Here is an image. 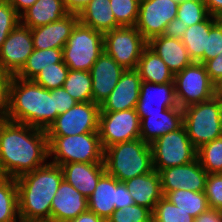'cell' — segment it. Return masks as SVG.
<instances>
[{
    "mask_svg": "<svg viewBox=\"0 0 222 222\" xmlns=\"http://www.w3.org/2000/svg\"><path fill=\"white\" fill-rule=\"evenodd\" d=\"M46 130L9 120L0 121V171L18 178L48 160Z\"/></svg>",
    "mask_w": 222,
    "mask_h": 222,
    "instance_id": "obj_1",
    "label": "cell"
},
{
    "mask_svg": "<svg viewBox=\"0 0 222 222\" xmlns=\"http://www.w3.org/2000/svg\"><path fill=\"white\" fill-rule=\"evenodd\" d=\"M63 179L61 166L50 162L16 178L20 220H51V203Z\"/></svg>",
    "mask_w": 222,
    "mask_h": 222,
    "instance_id": "obj_2",
    "label": "cell"
},
{
    "mask_svg": "<svg viewBox=\"0 0 222 222\" xmlns=\"http://www.w3.org/2000/svg\"><path fill=\"white\" fill-rule=\"evenodd\" d=\"M7 120L47 130L54 122V89L13 76Z\"/></svg>",
    "mask_w": 222,
    "mask_h": 222,
    "instance_id": "obj_3",
    "label": "cell"
},
{
    "mask_svg": "<svg viewBox=\"0 0 222 222\" xmlns=\"http://www.w3.org/2000/svg\"><path fill=\"white\" fill-rule=\"evenodd\" d=\"M104 165L119 182L150 173L154 170L151 146L140 138L114 144L104 150Z\"/></svg>",
    "mask_w": 222,
    "mask_h": 222,
    "instance_id": "obj_4",
    "label": "cell"
},
{
    "mask_svg": "<svg viewBox=\"0 0 222 222\" xmlns=\"http://www.w3.org/2000/svg\"><path fill=\"white\" fill-rule=\"evenodd\" d=\"M50 163H104V149L98 133L47 136Z\"/></svg>",
    "mask_w": 222,
    "mask_h": 222,
    "instance_id": "obj_5",
    "label": "cell"
},
{
    "mask_svg": "<svg viewBox=\"0 0 222 222\" xmlns=\"http://www.w3.org/2000/svg\"><path fill=\"white\" fill-rule=\"evenodd\" d=\"M183 126L196 149L222 136V99L213 98L183 108Z\"/></svg>",
    "mask_w": 222,
    "mask_h": 222,
    "instance_id": "obj_6",
    "label": "cell"
},
{
    "mask_svg": "<svg viewBox=\"0 0 222 222\" xmlns=\"http://www.w3.org/2000/svg\"><path fill=\"white\" fill-rule=\"evenodd\" d=\"M62 50L69 69L90 71L104 51V34L78 21Z\"/></svg>",
    "mask_w": 222,
    "mask_h": 222,
    "instance_id": "obj_7",
    "label": "cell"
},
{
    "mask_svg": "<svg viewBox=\"0 0 222 222\" xmlns=\"http://www.w3.org/2000/svg\"><path fill=\"white\" fill-rule=\"evenodd\" d=\"M150 146L153 168L158 172L168 167L188 164L197 158V149L190 141L184 126L162 135Z\"/></svg>",
    "mask_w": 222,
    "mask_h": 222,
    "instance_id": "obj_8",
    "label": "cell"
},
{
    "mask_svg": "<svg viewBox=\"0 0 222 222\" xmlns=\"http://www.w3.org/2000/svg\"><path fill=\"white\" fill-rule=\"evenodd\" d=\"M148 41L135 26H121L104 33V51L126 69H136Z\"/></svg>",
    "mask_w": 222,
    "mask_h": 222,
    "instance_id": "obj_9",
    "label": "cell"
},
{
    "mask_svg": "<svg viewBox=\"0 0 222 222\" xmlns=\"http://www.w3.org/2000/svg\"><path fill=\"white\" fill-rule=\"evenodd\" d=\"M176 99L182 109L207 101L215 96V84L210 80L204 64L193 62L174 74Z\"/></svg>",
    "mask_w": 222,
    "mask_h": 222,
    "instance_id": "obj_10",
    "label": "cell"
},
{
    "mask_svg": "<svg viewBox=\"0 0 222 222\" xmlns=\"http://www.w3.org/2000/svg\"><path fill=\"white\" fill-rule=\"evenodd\" d=\"M134 205L130 191L124 182L105 172L88 198V210L107 221L115 210Z\"/></svg>",
    "mask_w": 222,
    "mask_h": 222,
    "instance_id": "obj_11",
    "label": "cell"
},
{
    "mask_svg": "<svg viewBox=\"0 0 222 222\" xmlns=\"http://www.w3.org/2000/svg\"><path fill=\"white\" fill-rule=\"evenodd\" d=\"M98 134L105 150L117 143L140 138V118L136 109L100 112Z\"/></svg>",
    "mask_w": 222,
    "mask_h": 222,
    "instance_id": "obj_12",
    "label": "cell"
},
{
    "mask_svg": "<svg viewBox=\"0 0 222 222\" xmlns=\"http://www.w3.org/2000/svg\"><path fill=\"white\" fill-rule=\"evenodd\" d=\"M100 105L92 102H78L67 112L57 116L46 130L47 136H69L98 133Z\"/></svg>",
    "mask_w": 222,
    "mask_h": 222,
    "instance_id": "obj_13",
    "label": "cell"
},
{
    "mask_svg": "<svg viewBox=\"0 0 222 222\" xmlns=\"http://www.w3.org/2000/svg\"><path fill=\"white\" fill-rule=\"evenodd\" d=\"M178 3L175 0H140L135 27L147 41L163 35L168 23L177 17Z\"/></svg>",
    "mask_w": 222,
    "mask_h": 222,
    "instance_id": "obj_14",
    "label": "cell"
},
{
    "mask_svg": "<svg viewBox=\"0 0 222 222\" xmlns=\"http://www.w3.org/2000/svg\"><path fill=\"white\" fill-rule=\"evenodd\" d=\"M33 51L31 29L19 23L0 48V68L16 76Z\"/></svg>",
    "mask_w": 222,
    "mask_h": 222,
    "instance_id": "obj_15",
    "label": "cell"
},
{
    "mask_svg": "<svg viewBox=\"0 0 222 222\" xmlns=\"http://www.w3.org/2000/svg\"><path fill=\"white\" fill-rule=\"evenodd\" d=\"M161 190L163 196L178 189L203 192L208 173L201 166L198 158L181 165L162 169L160 172Z\"/></svg>",
    "mask_w": 222,
    "mask_h": 222,
    "instance_id": "obj_16",
    "label": "cell"
},
{
    "mask_svg": "<svg viewBox=\"0 0 222 222\" xmlns=\"http://www.w3.org/2000/svg\"><path fill=\"white\" fill-rule=\"evenodd\" d=\"M168 108H181L176 99L174 82L159 84L142 81L136 106L140 120L148 114H161Z\"/></svg>",
    "mask_w": 222,
    "mask_h": 222,
    "instance_id": "obj_17",
    "label": "cell"
},
{
    "mask_svg": "<svg viewBox=\"0 0 222 222\" xmlns=\"http://www.w3.org/2000/svg\"><path fill=\"white\" fill-rule=\"evenodd\" d=\"M141 82V77L136 69H126L111 94L100 105V112L136 109Z\"/></svg>",
    "mask_w": 222,
    "mask_h": 222,
    "instance_id": "obj_18",
    "label": "cell"
},
{
    "mask_svg": "<svg viewBox=\"0 0 222 222\" xmlns=\"http://www.w3.org/2000/svg\"><path fill=\"white\" fill-rule=\"evenodd\" d=\"M125 69L105 51L90 69L93 102L101 105L117 85Z\"/></svg>",
    "mask_w": 222,
    "mask_h": 222,
    "instance_id": "obj_19",
    "label": "cell"
},
{
    "mask_svg": "<svg viewBox=\"0 0 222 222\" xmlns=\"http://www.w3.org/2000/svg\"><path fill=\"white\" fill-rule=\"evenodd\" d=\"M87 210L88 199L63 179L51 203V220L68 222Z\"/></svg>",
    "mask_w": 222,
    "mask_h": 222,
    "instance_id": "obj_20",
    "label": "cell"
},
{
    "mask_svg": "<svg viewBox=\"0 0 222 222\" xmlns=\"http://www.w3.org/2000/svg\"><path fill=\"white\" fill-rule=\"evenodd\" d=\"M78 21V14L69 13L58 21L31 29L34 49L63 48Z\"/></svg>",
    "mask_w": 222,
    "mask_h": 222,
    "instance_id": "obj_21",
    "label": "cell"
},
{
    "mask_svg": "<svg viewBox=\"0 0 222 222\" xmlns=\"http://www.w3.org/2000/svg\"><path fill=\"white\" fill-rule=\"evenodd\" d=\"M182 126V108H168L161 114H148V117L140 120V139L152 144L162 135L174 132Z\"/></svg>",
    "mask_w": 222,
    "mask_h": 222,
    "instance_id": "obj_22",
    "label": "cell"
},
{
    "mask_svg": "<svg viewBox=\"0 0 222 222\" xmlns=\"http://www.w3.org/2000/svg\"><path fill=\"white\" fill-rule=\"evenodd\" d=\"M60 166L64 179L87 199L106 172L104 163H67Z\"/></svg>",
    "mask_w": 222,
    "mask_h": 222,
    "instance_id": "obj_23",
    "label": "cell"
},
{
    "mask_svg": "<svg viewBox=\"0 0 222 222\" xmlns=\"http://www.w3.org/2000/svg\"><path fill=\"white\" fill-rule=\"evenodd\" d=\"M148 47L166 63L173 74L193 63L181 39L159 35L148 41Z\"/></svg>",
    "mask_w": 222,
    "mask_h": 222,
    "instance_id": "obj_24",
    "label": "cell"
},
{
    "mask_svg": "<svg viewBox=\"0 0 222 222\" xmlns=\"http://www.w3.org/2000/svg\"><path fill=\"white\" fill-rule=\"evenodd\" d=\"M134 204L144 206L152 212L157 202L163 197L161 190V177L158 171L128 179L124 182Z\"/></svg>",
    "mask_w": 222,
    "mask_h": 222,
    "instance_id": "obj_25",
    "label": "cell"
},
{
    "mask_svg": "<svg viewBox=\"0 0 222 222\" xmlns=\"http://www.w3.org/2000/svg\"><path fill=\"white\" fill-rule=\"evenodd\" d=\"M64 0H37L20 15V23L33 29L68 15Z\"/></svg>",
    "mask_w": 222,
    "mask_h": 222,
    "instance_id": "obj_26",
    "label": "cell"
},
{
    "mask_svg": "<svg viewBox=\"0 0 222 222\" xmlns=\"http://www.w3.org/2000/svg\"><path fill=\"white\" fill-rule=\"evenodd\" d=\"M78 20L103 34L121 27L116 22L110 0H91L78 14Z\"/></svg>",
    "mask_w": 222,
    "mask_h": 222,
    "instance_id": "obj_27",
    "label": "cell"
},
{
    "mask_svg": "<svg viewBox=\"0 0 222 222\" xmlns=\"http://www.w3.org/2000/svg\"><path fill=\"white\" fill-rule=\"evenodd\" d=\"M136 70L141 80L149 83L174 82V74L166 63L148 46L143 50Z\"/></svg>",
    "mask_w": 222,
    "mask_h": 222,
    "instance_id": "obj_28",
    "label": "cell"
},
{
    "mask_svg": "<svg viewBox=\"0 0 222 222\" xmlns=\"http://www.w3.org/2000/svg\"><path fill=\"white\" fill-rule=\"evenodd\" d=\"M218 20L219 18L210 15L205 21L188 27L183 34L181 41L193 62H199L203 58L204 51H207V34Z\"/></svg>",
    "mask_w": 222,
    "mask_h": 222,
    "instance_id": "obj_29",
    "label": "cell"
},
{
    "mask_svg": "<svg viewBox=\"0 0 222 222\" xmlns=\"http://www.w3.org/2000/svg\"><path fill=\"white\" fill-rule=\"evenodd\" d=\"M63 48L34 49L26 64L16 75L18 78L33 80L43 68L63 62Z\"/></svg>",
    "mask_w": 222,
    "mask_h": 222,
    "instance_id": "obj_30",
    "label": "cell"
},
{
    "mask_svg": "<svg viewBox=\"0 0 222 222\" xmlns=\"http://www.w3.org/2000/svg\"><path fill=\"white\" fill-rule=\"evenodd\" d=\"M164 197L194 218L209 209L204 191L178 189L167 192Z\"/></svg>",
    "mask_w": 222,
    "mask_h": 222,
    "instance_id": "obj_31",
    "label": "cell"
},
{
    "mask_svg": "<svg viewBox=\"0 0 222 222\" xmlns=\"http://www.w3.org/2000/svg\"><path fill=\"white\" fill-rule=\"evenodd\" d=\"M0 222H20L16 179H0Z\"/></svg>",
    "mask_w": 222,
    "mask_h": 222,
    "instance_id": "obj_32",
    "label": "cell"
},
{
    "mask_svg": "<svg viewBox=\"0 0 222 222\" xmlns=\"http://www.w3.org/2000/svg\"><path fill=\"white\" fill-rule=\"evenodd\" d=\"M64 89L77 102H92V78L89 71L69 69Z\"/></svg>",
    "mask_w": 222,
    "mask_h": 222,
    "instance_id": "obj_33",
    "label": "cell"
},
{
    "mask_svg": "<svg viewBox=\"0 0 222 222\" xmlns=\"http://www.w3.org/2000/svg\"><path fill=\"white\" fill-rule=\"evenodd\" d=\"M197 158L208 174L222 171V136L197 149Z\"/></svg>",
    "mask_w": 222,
    "mask_h": 222,
    "instance_id": "obj_34",
    "label": "cell"
},
{
    "mask_svg": "<svg viewBox=\"0 0 222 222\" xmlns=\"http://www.w3.org/2000/svg\"><path fill=\"white\" fill-rule=\"evenodd\" d=\"M210 16L203 0H182L178 3L177 17L185 26L205 21Z\"/></svg>",
    "mask_w": 222,
    "mask_h": 222,
    "instance_id": "obj_35",
    "label": "cell"
},
{
    "mask_svg": "<svg viewBox=\"0 0 222 222\" xmlns=\"http://www.w3.org/2000/svg\"><path fill=\"white\" fill-rule=\"evenodd\" d=\"M194 219L164 196L157 202L152 212V222H194Z\"/></svg>",
    "mask_w": 222,
    "mask_h": 222,
    "instance_id": "obj_36",
    "label": "cell"
},
{
    "mask_svg": "<svg viewBox=\"0 0 222 222\" xmlns=\"http://www.w3.org/2000/svg\"><path fill=\"white\" fill-rule=\"evenodd\" d=\"M68 72L69 68L64 62L55 63L43 68L33 81L48 90L60 88L63 87Z\"/></svg>",
    "mask_w": 222,
    "mask_h": 222,
    "instance_id": "obj_37",
    "label": "cell"
},
{
    "mask_svg": "<svg viewBox=\"0 0 222 222\" xmlns=\"http://www.w3.org/2000/svg\"><path fill=\"white\" fill-rule=\"evenodd\" d=\"M140 0H110V6L120 26H135Z\"/></svg>",
    "mask_w": 222,
    "mask_h": 222,
    "instance_id": "obj_38",
    "label": "cell"
},
{
    "mask_svg": "<svg viewBox=\"0 0 222 222\" xmlns=\"http://www.w3.org/2000/svg\"><path fill=\"white\" fill-rule=\"evenodd\" d=\"M106 222H152V211L134 204L115 210Z\"/></svg>",
    "mask_w": 222,
    "mask_h": 222,
    "instance_id": "obj_39",
    "label": "cell"
},
{
    "mask_svg": "<svg viewBox=\"0 0 222 222\" xmlns=\"http://www.w3.org/2000/svg\"><path fill=\"white\" fill-rule=\"evenodd\" d=\"M20 23V15L8 2H0V48L10 32Z\"/></svg>",
    "mask_w": 222,
    "mask_h": 222,
    "instance_id": "obj_40",
    "label": "cell"
},
{
    "mask_svg": "<svg viewBox=\"0 0 222 222\" xmlns=\"http://www.w3.org/2000/svg\"><path fill=\"white\" fill-rule=\"evenodd\" d=\"M204 193L209 208L222 211V176L219 173L207 175Z\"/></svg>",
    "mask_w": 222,
    "mask_h": 222,
    "instance_id": "obj_41",
    "label": "cell"
},
{
    "mask_svg": "<svg viewBox=\"0 0 222 222\" xmlns=\"http://www.w3.org/2000/svg\"><path fill=\"white\" fill-rule=\"evenodd\" d=\"M220 52H222V21L219 19L207 34V51H204L203 58L198 63L204 64L218 56Z\"/></svg>",
    "mask_w": 222,
    "mask_h": 222,
    "instance_id": "obj_42",
    "label": "cell"
},
{
    "mask_svg": "<svg viewBox=\"0 0 222 222\" xmlns=\"http://www.w3.org/2000/svg\"><path fill=\"white\" fill-rule=\"evenodd\" d=\"M12 78V74L0 68V121L7 120Z\"/></svg>",
    "mask_w": 222,
    "mask_h": 222,
    "instance_id": "obj_43",
    "label": "cell"
},
{
    "mask_svg": "<svg viewBox=\"0 0 222 222\" xmlns=\"http://www.w3.org/2000/svg\"><path fill=\"white\" fill-rule=\"evenodd\" d=\"M77 103L64 87L54 89V121L58 115L67 112Z\"/></svg>",
    "mask_w": 222,
    "mask_h": 222,
    "instance_id": "obj_44",
    "label": "cell"
},
{
    "mask_svg": "<svg viewBox=\"0 0 222 222\" xmlns=\"http://www.w3.org/2000/svg\"><path fill=\"white\" fill-rule=\"evenodd\" d=\"M187 28L188 26H185L182 20L175 18L168 23L163 35L170 38L181 39Z\"/></svg>",
    "mask_w": 222,
    "mask_h": 222,
    "instance_id": "obj_45",
    "label": "cell"
},
{
    "mask_svg": "<svg viewBox=\"0 0 222 222\" xmlns=\"http://www.w3.org/2000/svg\"><path fill=\"white\" fill-rule=\"evenodd\" d=\"M207 74L210 80L216 84L222 79V61H206L204 63Z\"/></svg>",
    "mask_w": 222,
    "mask_h": 222,
    "instance_id": "obj_46",
    "label": "cell"
},
{
    "mask_svg": "<svg viewBox=\"0 0 222 222\" xmlns=\"http://www.w3.org/2000/svg\"><path fill=\"white\" fill-rule=\"evenodd\" d=\"M194 222H222V211L208 209L194 219Z\"/></svg>",
    "mask_w": 222,
    "mask_h": 222,
    "instance_id": "obj_47",
    "label": "cell"
},
{
    "mask_svg": "<svg viewBox=\"0 0 222 222\" xmlns=\"http://www.w3.org/2000/svg\"><path fill=\"white\" fill-rule=\"evenodd\" d=\"M91 0H64L65 7L69 13L79 14Z\"/></svg>",
    "mask_w": 222,
    "mask_h": 222,
    "instance_id": "obj_48",
    "label": "cell"
},
{
    "mask_svg": "<svg viewBox=\"0 0 222 222\" xmlns=\"http://www.w3.org/2000/svg\"><path fill=\"white\" fill-rule=\"evenodd\" d=\"M208 12L216 18L222 17V0H203Z\"/></svg>",
    "mask_w": 222,
    "mask_h": 222,
    "instance_id": "obj_49",
    "label": "cell"
},
{
    "mask_svg": "<svg viewBox=\"0 0 222 222\" xmlns=\"http://www.w3.org/2000/svg\"><path fill=\"white\" fill-rule=\"evenodd\" d=\"M68 222H106L104 219L97 216L94 212L87 210L81 213L77 218Z\"/></svg>",
    "mask_w": 222,
    "mask_h": 222,
    "instance_id": "obj_50",
    "label": "cell"
},
{
    "mask_svg": "<svg viewBox=\"0 0 222 222\" xmlns=\"http://www.w3.org/2000/svg\"><path fill=\"white\" fill-rule=\"evenodd\" d=\"M36 1L37 0H8L19 15L31 7Z\"/></svg>",
    "mask_w": 222,
    "mask_h": 222,
    "instance_id": "obj_51",
    "label": "cell"
},
{
    "mask_svg": "<svg viewBox=\"0 0 222 222\" xmlns=\"http://www.w3.org/2000/svg\"><path fill=\"white\" fill-rule=\"evenodd\" d=\"M215 96L222 99V79L215 84Z\"/></svg>",
    "mask_w": 222,
    "mask_h": 222,
    "instance_id": "obj_52",
    "label": "cell"
},
{
    "mask_svg": "<svg viewBox=\"0 0 222 222\" xmlns=\"http://www.w3.org/2000/svg\"><path fill=\"white\" fill-rule=\"evenodd\" d=\"M20 222H54L52 220H20Z\"/></svg>",
    "mask_w": 222,
    "mask_h": 222,
    "instance_id": "obj_53",
    "label": "cell"
},
{
    "mask_svg": "<svg viewBox=\"0 0 222 222\" xmlns=\"http://www.w3.org/2000/svg\"><path fill=\"white\" fill-rule=\"evenodd\" d=\"M208 61H222V52H220V54L216 56L215 58H212Z\"/></svg>",
    "mask_w": 222,
    "mask_h": 222,
    "instance_id": "obj_54",
    "label": "cell"
}]
</instances>
